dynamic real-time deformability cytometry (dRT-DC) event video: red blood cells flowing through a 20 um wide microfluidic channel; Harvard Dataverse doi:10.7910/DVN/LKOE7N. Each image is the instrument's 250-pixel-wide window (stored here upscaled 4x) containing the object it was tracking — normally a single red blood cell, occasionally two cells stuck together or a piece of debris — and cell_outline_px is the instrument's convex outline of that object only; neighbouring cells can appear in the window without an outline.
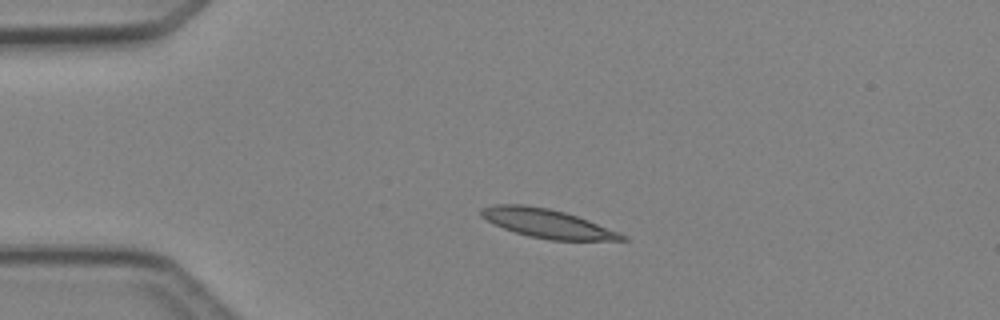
{"species": "Egyptian fruit bat (a non-hibernating species)", "species_latin": "Rousettus aegyptiacus", "temperature_condition": "cold", "stored_images_in_passage": 38, "camera_frame_rate_fps": 3000, "um_per_image_px": 0.085, "animal": {"sex": "female"}, "frame": {"image": 1, "passage_image": 1, "time_ms": 0.0, "image_size_px": [1000, 320], "cell_outline_px": [[628, 240], [552, 240], [528, 236], [504, 228], [480, 216], [480, 208], [496, 204], [524, 204], [548, 208], [564, 212], [588, 220], [620, 232], [628, 236]], "centroid_in_image_um": [46.53, 18.99], "position_along_channel_um": 38.5, "area_um2": 23.47}}
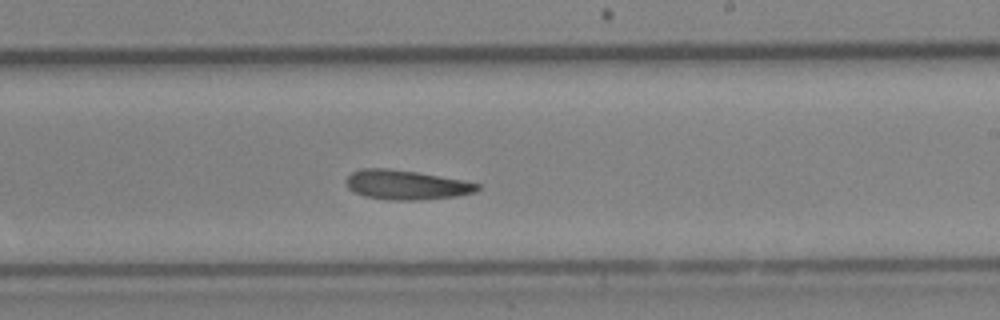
{"frame": {"image": 2, "passage_image": 19, "time_ms": 6.0, "image_size_px": [1000, 320], "cell_outline_px": [[480, 188], [476, 192], [456, 196], [420, 200], [388, 200], [364, 196], [348, 188], [344, 180], [352, 172], [360, 168], [388, 168], [416, 172], [464, 180], [480, 184]], "centroid_in_image_um": [34.52, 15.71], "position_along_channel_um": 254.5, "area_um2": 22.66}}
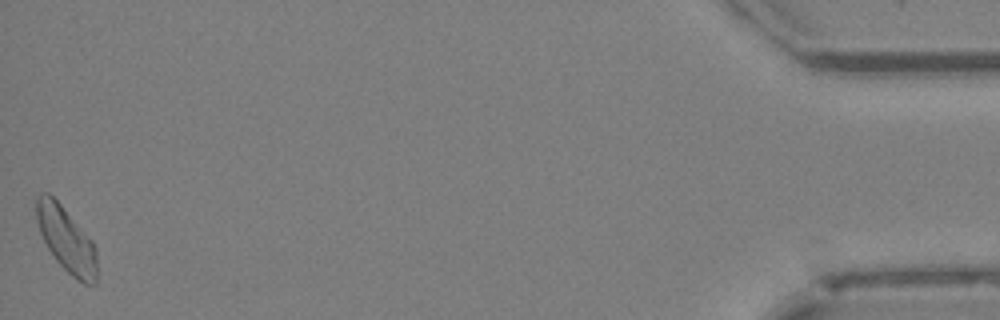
{"frame": {"image": 3, "passage_image": 38, "time_ms": 12.333, "image_size_px": [1000, 320], "cell_outline_px": [[96, 284], [84, 284], [76, 280], [56, 260], [48, 248], [40, 232], [36, 220], [36, 196], [40, 192], [48, 192], [60, 204], [92, 240], [96, 248]], "centroid_in_image_um": [5.63, 20.35], "position_along_channel_um": 429.6, "area_um2": 22.77}, "authors_computed_cell_mechanics": {"area_um2": 22.6287, "velocity_mm_per_s": 4.2088, "shape_relaxation_time_tau1_ms": 4.2747, "shape_relaxation_time_tau2_ms": 6.5903, "deformation_change_tau1": 0.1291, "deformation_change_tau2": 0.1451}}